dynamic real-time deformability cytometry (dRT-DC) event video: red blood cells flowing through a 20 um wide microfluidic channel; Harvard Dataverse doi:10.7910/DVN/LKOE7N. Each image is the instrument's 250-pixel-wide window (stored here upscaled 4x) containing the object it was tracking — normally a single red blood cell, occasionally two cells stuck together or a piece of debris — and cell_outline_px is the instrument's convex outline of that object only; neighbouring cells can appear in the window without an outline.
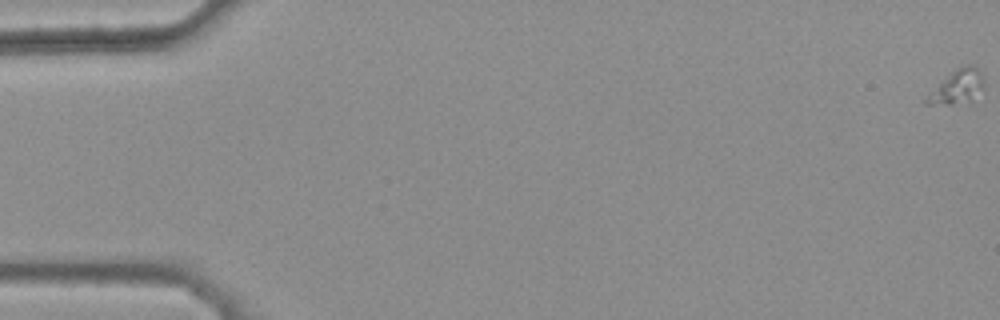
{"species": "common noctule bat (a hibernating species)", "species_latin": "Nyctalus noctula", "temperature_condition": "warm", "stored_images_in_passage": 24, "camera_frame_rate_fps": 3000, "um_per_image_px": 0.085, "animal": {"sex": "female", "body_mass_g": 25.1}, "frame": {"image": 1, "passage_image": 1, "time_ms": 0.0, "image_size_px": [1000, 320], "cell_outline_px": [[984, 88], [972, 100], [952, 104], [924, 104], [924, 96], [956, 68], [964, 64], [972, 64], [984, 76]], "centroid_in_image_um": [81.36, 7.37], "position_along_channel_um": 3.6, "area_um2": 11.39}}